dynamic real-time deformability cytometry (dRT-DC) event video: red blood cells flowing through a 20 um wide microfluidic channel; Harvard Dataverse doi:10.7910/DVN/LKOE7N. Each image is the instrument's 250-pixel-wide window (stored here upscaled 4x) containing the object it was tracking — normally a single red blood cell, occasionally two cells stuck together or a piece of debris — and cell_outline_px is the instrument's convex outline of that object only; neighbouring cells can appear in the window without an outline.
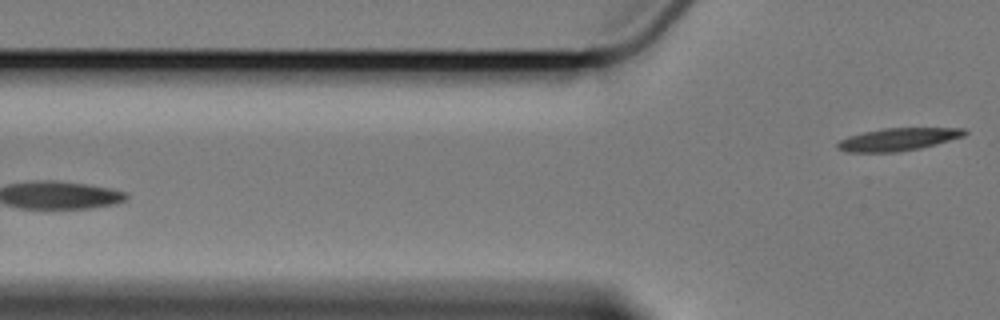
{"species": "Egyptian fruit bat (a non-hibernating species)", "species_latin": "Rousettus aegyptiacus", "temperature_condition": "cold", "stored_images_in_passage": 5, "camera_frame_rate_fps": 3000, "um_per_image_px": 0.085, "animal": {"sex": "female"}, "frame": {"image": 1, "passage_image": 5, "time_ms": 4.667, "image_size_px": [1000, 320], "cell_outline_px": [[968, 132], [964, 136], [936, 144], [920, 148], [900, 152], [848, 152], [836, 148], [836, 144], [840, 140], [848, 136], [864, 132], [884, 128], [968, 128]], "centroid_in_image_um": [76.35, 11.84], "position_along_channel_um": 49.5, "area_um2": 16.82}}